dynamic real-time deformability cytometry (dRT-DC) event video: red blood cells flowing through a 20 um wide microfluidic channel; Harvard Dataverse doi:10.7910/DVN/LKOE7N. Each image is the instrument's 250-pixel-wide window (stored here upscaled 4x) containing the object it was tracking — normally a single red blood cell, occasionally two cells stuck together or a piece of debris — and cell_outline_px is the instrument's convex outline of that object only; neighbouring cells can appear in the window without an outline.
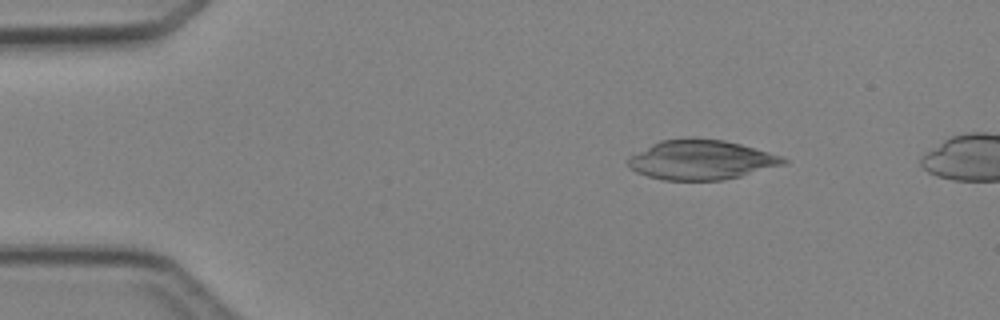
{"species": "Egyptian fruit bat (a non-hibernating species)", "species_latin": "Rousettus aegyptiacus", "temperature_condition": "cold", "stored_images_in_passage": 4, "camera_frame_rate_fps": 3000, "um_per_image_px": 0.085, "animal": {"sex": "female"}, "frame": {"image": 1, "passage_image": 2, "time_ms": 1.333, "image_size_px": [1000, 320], "cell_outline_px": [[788, 164], [740, 176], [720, 180], [664, 180], [648, 176], [636, 172], [628, 168], [628, 160], [632, 156], [652, 144], [660, 140], [688, 136], [692, 136], [724, 140], [740, 144], [784, 156], [788, 160]], "centroid_in_image_um": [59.64, 13.57], "position_along_channel_um": 25.4, "area_um2": 36.13}}